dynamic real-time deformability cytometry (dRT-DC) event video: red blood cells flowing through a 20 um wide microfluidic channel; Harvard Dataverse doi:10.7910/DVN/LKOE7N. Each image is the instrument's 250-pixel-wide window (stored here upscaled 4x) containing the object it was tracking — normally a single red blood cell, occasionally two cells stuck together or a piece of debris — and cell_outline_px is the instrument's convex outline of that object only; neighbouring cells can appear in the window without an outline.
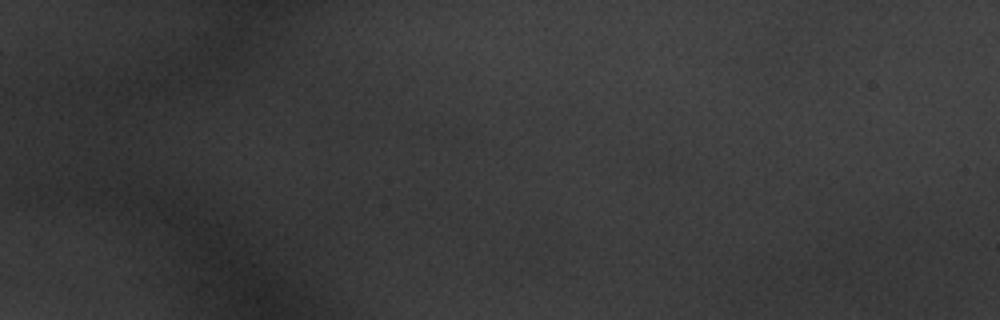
{"species": "common noctule bat (a hibernating species)", "species_latin": "Nyctalus noctula", "temperature_condition": "warm", "stored_images_in_passage": 8, "segment_of_instrument_passage": [2, 2], "camera_frame_rate_fps": 3000, "um_per_image_px": 0.085, "animal": {"sex": "male", "body_mass_g": 20.1, "forearm_length_mm": 53.5}, "frame": {"image": 1, "passage_image": 3, "time_ms": 0.667, "image_size_px": [1000, 320], "cell_outline_px": [[868, 248], [856, 272], [832, 284], [796, 284], [792, 272], [844, 240], [860, 244]], "centroid_in_image_um": [70.7, 22.5], "position_along_channel_um": 14.3, "area_um2": 14.28}}